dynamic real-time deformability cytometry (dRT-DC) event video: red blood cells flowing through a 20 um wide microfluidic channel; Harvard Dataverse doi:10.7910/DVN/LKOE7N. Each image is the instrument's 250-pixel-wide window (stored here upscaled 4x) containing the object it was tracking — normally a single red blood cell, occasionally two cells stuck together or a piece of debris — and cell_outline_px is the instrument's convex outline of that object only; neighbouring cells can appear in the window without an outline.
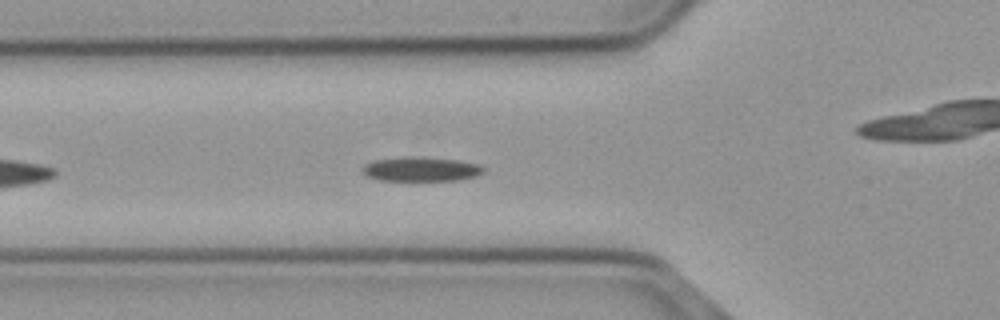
{"species": "common noctule bat (a hibernating species)", "species_latin": "Nyctalus noctula", "temperature_condition": "cold", "stored_images_in_passage": 41, "camera_frame_rate_fps": 3000, "um_per_image_px": 0.085, "animal": {"sex": "male", "body_mass_g": 23.1, "forearm_length_mm": 52.7}, "frame": {"image": 1, "passage_image": 7, "time_ms": 2.0, "image_size_px": [1000, 320], "cell_outline_px": [[484, 172], [476, 176], [456, 180], [380, 180], [368, 176], [360, 168], [364, 164], [376, 160], [404, 156], [408, 156], [456, 160], [480, 164], [484, 168]], "centroid_in_image_um": [35.78, 14.37], "position_along_channel_um": 90.0, "area_um2": 16.99}}
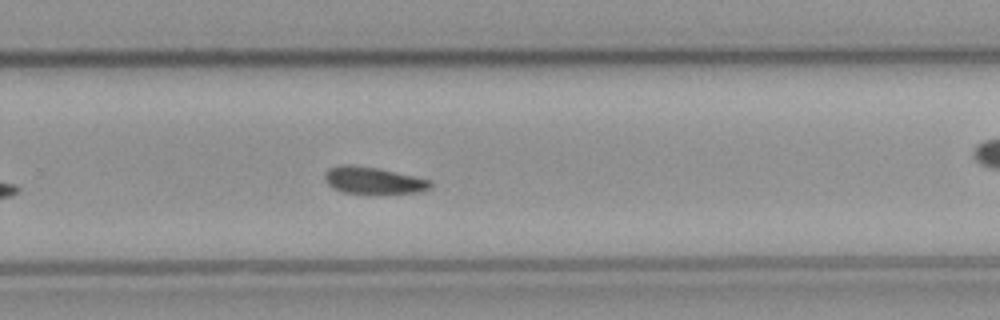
{"frame": {"image": 2, "passage_image": 24, "time_ms": 7.667, "image_size_px": [1000, 320], "cell_outline_px": [[432, 188], [420, 192], [380, 196], [340, 192], [332, 188], [328, 184], [324, 176], [332, 168], [344, 164], [376, 168], [432, 180]], "centroid_in_image_um": [31.8, 15.41], "position_along_channel_um": 298.0, "area_um2": 17.05}}